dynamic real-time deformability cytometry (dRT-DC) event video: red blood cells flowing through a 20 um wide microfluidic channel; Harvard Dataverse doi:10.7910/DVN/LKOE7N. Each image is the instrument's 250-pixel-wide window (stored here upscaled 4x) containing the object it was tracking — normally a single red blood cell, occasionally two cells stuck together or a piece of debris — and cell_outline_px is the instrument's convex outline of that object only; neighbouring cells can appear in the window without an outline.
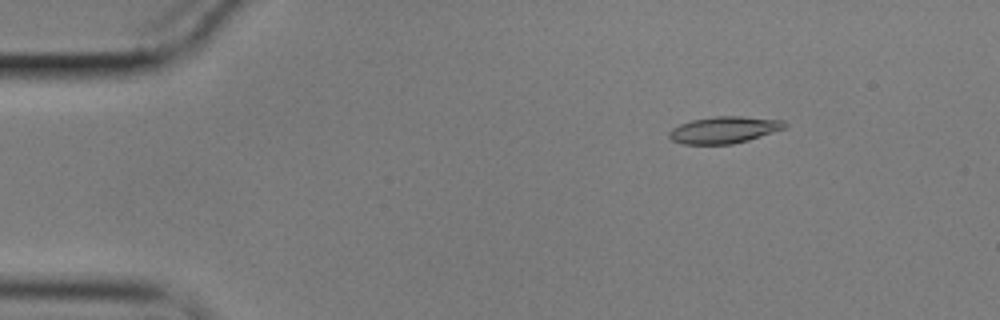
{"species": "common noctule bat (a hibernating species)", "species_latin": "Nyctalus noctula", "temperature_condition": "cold", "stored_images_in_passage": 57, "camera_frame_rate_fps": 3000, "um_per_image_px": 0.085, "animal": {"sex": "male", "body_mass_g": 17.9}, "frame": {"image": 1, "passage_image": 8, "time_ms": 2.333, "image_size_px": [1000, 320], "cell_outline_px": [[788, 124], [784, 128], [748, 140], [732, 144], [684, 144], [672, 140], [668, 136], [668, 132], [672, 128], [680, 124], [692, 120], [716, 116], [740, 116], [784, 120]], "centroid_in_image_um": [61.53, 11.03], "position_along_channel_um": 23.5, "area_um2": 17.92}}
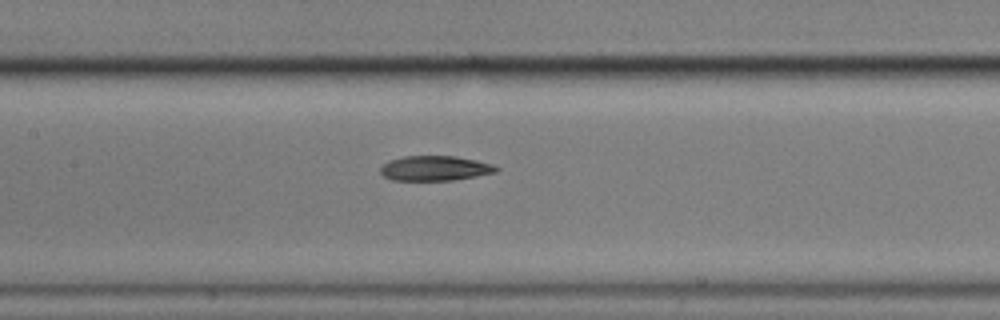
{"frame": {"image": 2, "passage_image": 27, "time_ms": 8.667, "image_size_px": [1000, 320], "cell_outline_px": [[500, 168], [496, 172], [476, 176], [452, 180], [392, 180], [384, 176], [380, 172], [380, 168], [388, 160], [404, 156], [456, 156], [476, 160], [492, 164]], "centroid_in_image_um": [36.96, 14.3], "position_along_channel_um": 170.4, "area_um2": 16.76}}
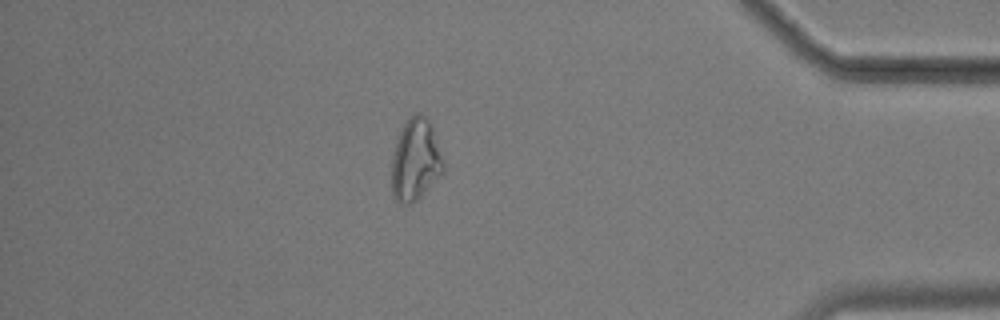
{"frame": {"image": 3, "passage_image": 50, "time_ms": 16.333, "image_size_px": [1000, 320], "cell_outline_px": [[444, 172], [416, 200], [408, 204], [400, 204], [392, 196], [392, 156], [396, 140], [404, 124], [412, 112], [420, 112], [432, 124], [444, 164]], "centroid_in_image_um": [35.31, 13.57], "position_along_channel_um": 399.9, "area_um2": 24.74}, "authors_computed_cell_mechanics": {"area_um2": 17.918, "velocity_mm_per_s": 3.4692, "shape_relaxation_time_tau1_ms": 8.8315, "shape_relaxation_time_tau2_ms": 4.7994, "deformation_change_tau1": 0.2091, "deformation_change_tau2": 0.1178}}